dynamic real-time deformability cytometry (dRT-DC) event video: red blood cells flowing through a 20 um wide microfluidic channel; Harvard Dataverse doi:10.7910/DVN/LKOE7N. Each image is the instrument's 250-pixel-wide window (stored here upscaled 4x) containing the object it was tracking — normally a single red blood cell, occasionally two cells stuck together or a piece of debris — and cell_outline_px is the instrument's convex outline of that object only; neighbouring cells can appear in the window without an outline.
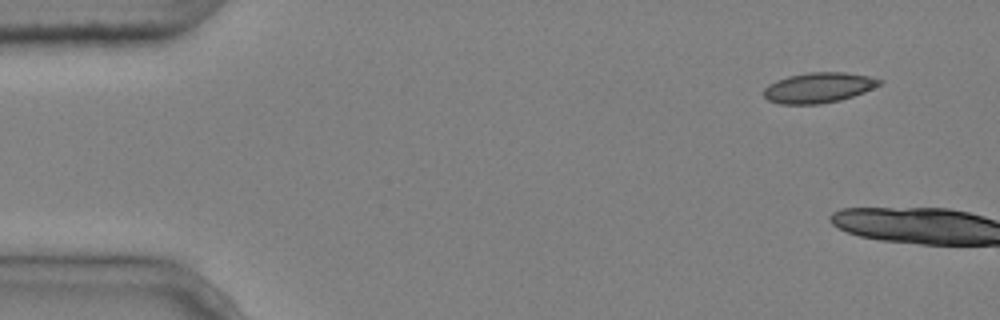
{"species": "common noctule bat (a hibernating species)", "species_latin": "Nyctalus noctula", "temperature_condition": "cold", "stored_images_in_passage": 2, "camera_frame_rate_fps": 3000, "um_per_image_px": 0.085, "animal": {"sex": "male", "body_mass_g": 20.4}, "frame": {"image": 1, "passage_image": 1, "time_ms": 0.0, "image_size_px": [1000, 320], "cell_outline_px": [[884, 80], [880, 84], [864, 92], [840, 100], [820, 104], [780, 104], [768, 100], [764, 96], [764, 88], [768, 84], [776, 80], [788, 76], [808, 72], [844, 72], [868, 76]], "centroid_in_image_um": [69.55, 7.45], "position_along_channel_um": 15.4, "area_um2": 20.4}}